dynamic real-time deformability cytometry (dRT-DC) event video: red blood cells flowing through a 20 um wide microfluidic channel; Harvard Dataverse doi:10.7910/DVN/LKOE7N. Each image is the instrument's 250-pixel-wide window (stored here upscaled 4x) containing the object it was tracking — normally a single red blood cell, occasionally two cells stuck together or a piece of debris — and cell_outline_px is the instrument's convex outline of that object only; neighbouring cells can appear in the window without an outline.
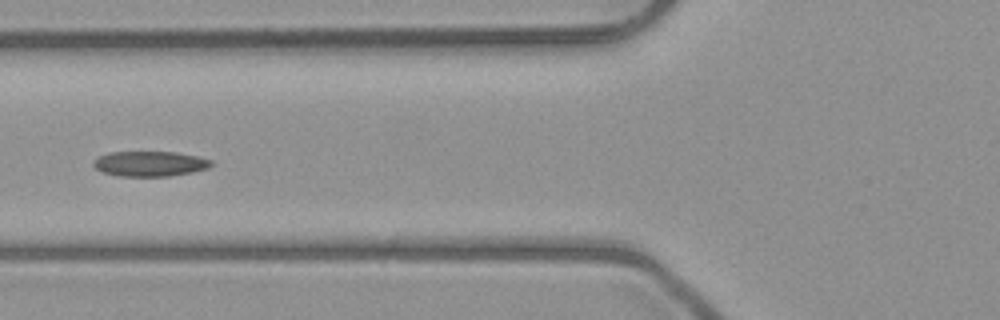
{"species": "common noctule bat (a hibernating species)", "species_latin": "Nyctalus noctula", "temperature_condition": "room temperature", "stored_images_in_passage": 7, "camera_frame_rate_fps": 3000, "um_per_image_px": 0.085, "animal": {"sex": "male", "body_mass_g": 23.1, "forearm_length_mm": 52.7}, "frame": {"image": 1, "passage_image": 6, "time_ms": 6.0, "image_size_px": [1000, 320], "cell_outline_px": [[212, 164], [208, 168], [192, 172], [168, 176], [116, 176], [104, 172], [96, 168], [92, 164], [92, 160], [108, 152], [176, 152], [200, 156], [212, 160]], "centroid_in_image_um": [12.74, 13.91], "position_along_channel_um": 113.1, "area_um2": 17.34}}
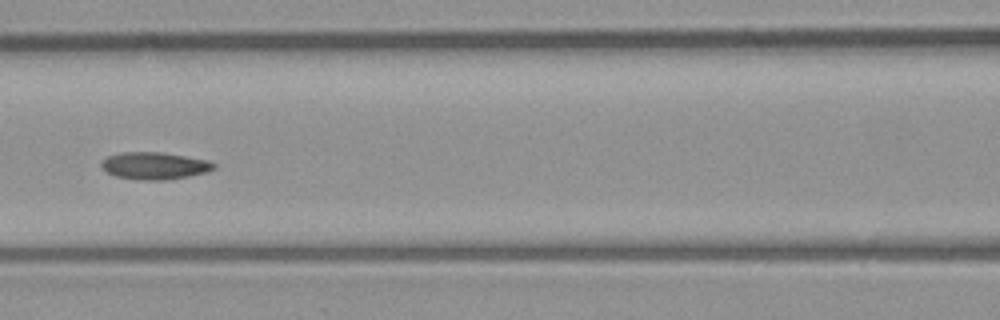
{"frame": {"image": 2, "passage_image": 7, "time_ms": 7.0, "image_size_px": [1000, 320], "cell_outline_px": [[216, 168], [208, 172], [188, 176], [164, 180], [140, 180], [116, 176], [108, 172], [100, 164], [108, 156], [120, 152], [160, 152], [208, 160], [216, 164]], "centroid_in_image_um": [13.17, 14.09], "position_along_channel_um": 153.4, "area_um2": 17.69}}